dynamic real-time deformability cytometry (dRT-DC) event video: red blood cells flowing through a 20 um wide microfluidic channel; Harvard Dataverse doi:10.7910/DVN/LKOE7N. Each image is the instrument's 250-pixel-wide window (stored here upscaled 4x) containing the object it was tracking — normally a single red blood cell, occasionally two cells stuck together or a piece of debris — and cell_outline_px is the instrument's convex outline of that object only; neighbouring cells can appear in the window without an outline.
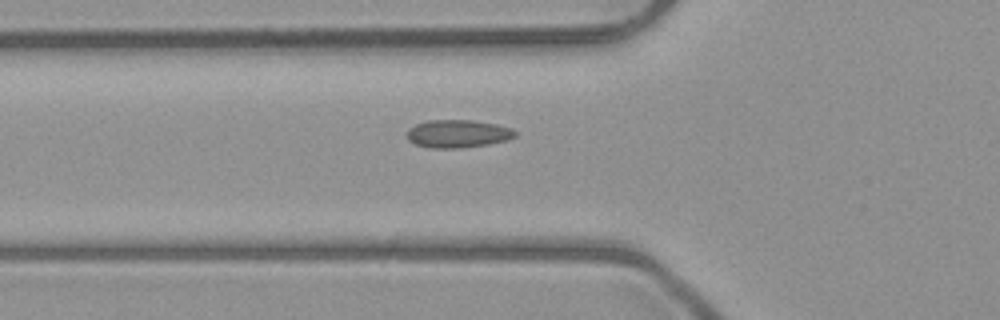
{"species": "common noctule bat (a hibernating species)", "species_latin": "Nyctalus noctula", "temperature_condition": "room temperature", "stored_images_in_passage": 2, "camera_frame_rate_fps": 3000, "um_per_image_px": 0.085, "animal": {"sex": "male", "body_mass_g": 23.1, "forearm_length_mm": 52.7}, "frame": {"image": 1, "passage_image": 2, "time_ms": 2.0, "image_size_px": [1000, 320], "cell_outline_px": [[516, 136], [508, 140], [488, 144], [460, 148], [428, 148], [416, 144], [408, 140], [408, 128], [416, 124], [428, 120], [472, 120], [496, 124], [512, 128], [516, 132]], "centroid_in_image_um": [38.92, 11.36], "position_along_channel_um": 86.9, "area_um2": 17.63}}